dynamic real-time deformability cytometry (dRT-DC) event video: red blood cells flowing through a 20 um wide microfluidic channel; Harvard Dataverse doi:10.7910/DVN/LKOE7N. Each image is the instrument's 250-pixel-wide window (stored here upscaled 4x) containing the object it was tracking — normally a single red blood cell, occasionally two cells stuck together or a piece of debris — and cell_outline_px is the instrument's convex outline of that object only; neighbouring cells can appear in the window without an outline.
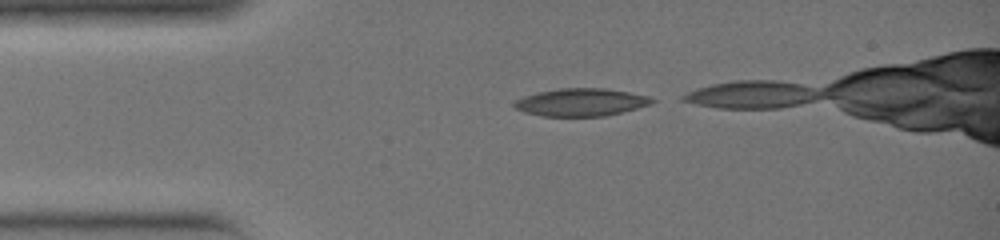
{"species": "common noctule bat (a hibernating species)", "species_latin": "Nyctalus noctula", "temperature_condition": "warm", "stored_images_in_passage": 7, "camera_frame_rate_fps": 3000, "um_per_image_px": 0.085, "animal": {"sex": "female", "body_mass_g": 19.0, "forearm_length_mm": 51.5}, "frame": {"image": 1, "passage_image": 1, "time_ms": 0.0, "image_size_px": [1000, 240], "cell_outline_px": [[656, 100], [648, 104], [636, 108], [604, 116], [544, 116], [524, 112], [516, 108], [512, 104], [516, 100], [524, 96], [536, 92], [560, 88], [604, 88], [628, 92], [648, 96]], "centroid_in_image_um": [49.34, 8.68], "position_along_channel_um": 35.7, "area_um2": 21.96}}